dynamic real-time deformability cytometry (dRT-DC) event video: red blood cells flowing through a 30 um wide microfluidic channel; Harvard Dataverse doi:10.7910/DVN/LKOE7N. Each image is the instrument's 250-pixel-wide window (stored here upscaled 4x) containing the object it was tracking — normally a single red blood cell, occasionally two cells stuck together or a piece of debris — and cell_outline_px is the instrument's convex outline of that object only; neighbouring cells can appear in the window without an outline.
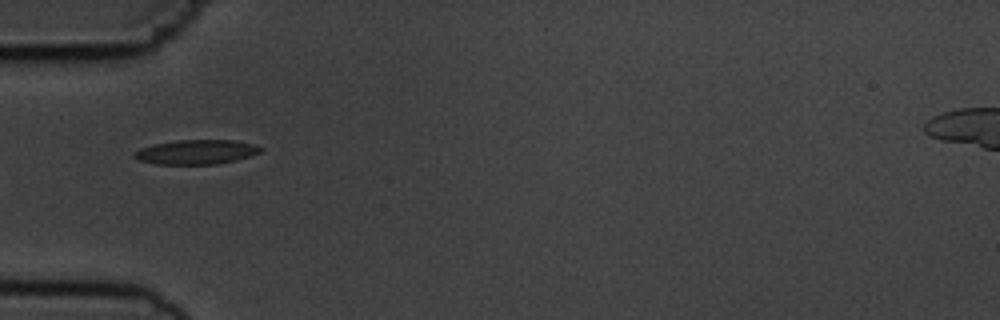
{"species": "common noctule bat (a hibernating species)", "species_latin": "Nyctalus noctula", "temperature_condition": "cold", "stored_images_in_passage": 14, "camera_frame_rate_fps": 3000, "um_per_image_px": 0.085, "animal": {"sex": "male", "body_mass_g": 19.5, "forearm_length_mm": 54.6}, "frame": {"image": 1, "passage_image": 4, "time_ms": 4.333, "image_size_px": [1000, 320], "cell_outline_px": [[264, 148], [260, 152], [236, 160], [220, 164], [156, 164], [140, 160], [132, 156], [132, 152], [140, 148], [152, 144], [176, 140], [232, 140], [252, 144]], "centroid_in_image_um": [16.64, 12.92], "position_along_channel_um": 68.4, "area_um2": 18.03}}
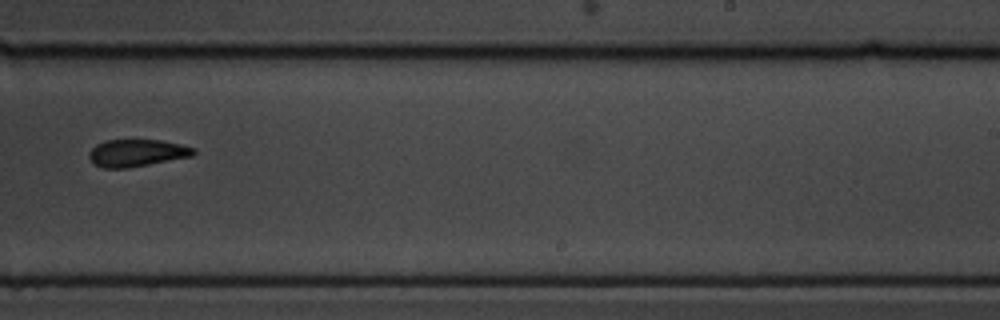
{"frame": {"image": 2, "passage_image": 9, "time_ms": 10.0, "image_size_px": [1000, 320], "cell_outline_px": [[196, 152], [192, 156], [128, 168], [104, 168], [96, 164], [88, 156], [88, 152], [96, 144], [104, 140], [160, 140], [180, 144], [196, 148]], "centroid_in_image_um": [11.63, 12.99], "position_along_channel_um": 277.4, "area_um2": 16.53}}
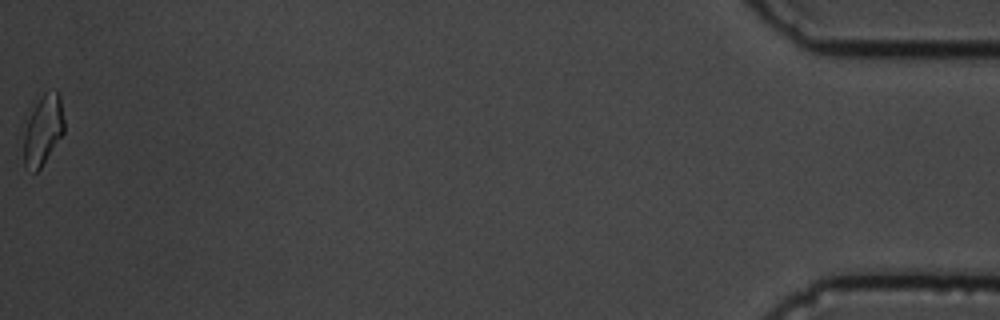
{"frame": {"image": 3, "passage_image": 14, "time_ms": 16.667, "image_size_px": [1000, 320], "cell_outline_px": [[64, 132], [40, 168], [36, 172], [32, 172], [24, 168], [24, 132], [28, 120], [36, 104], [44, 92], [56, 88], [60, 92], [64, 120]], "centroid_in_image_um": [3.68, 11.03], "position_along_channel_um": 431.5, "area_um2": 16.47}, "authors_computed_cell_mechanics": {"area_um2": 16.5019, "velocity_mm_per_s": 3.7154, "shape_relaxation_time_tau1_ms": 3.8148, "shape_relaxation_time_tau2_ms": null, "deformation_change_tau1": 0.1073, "deformation_change_tau2": null}}